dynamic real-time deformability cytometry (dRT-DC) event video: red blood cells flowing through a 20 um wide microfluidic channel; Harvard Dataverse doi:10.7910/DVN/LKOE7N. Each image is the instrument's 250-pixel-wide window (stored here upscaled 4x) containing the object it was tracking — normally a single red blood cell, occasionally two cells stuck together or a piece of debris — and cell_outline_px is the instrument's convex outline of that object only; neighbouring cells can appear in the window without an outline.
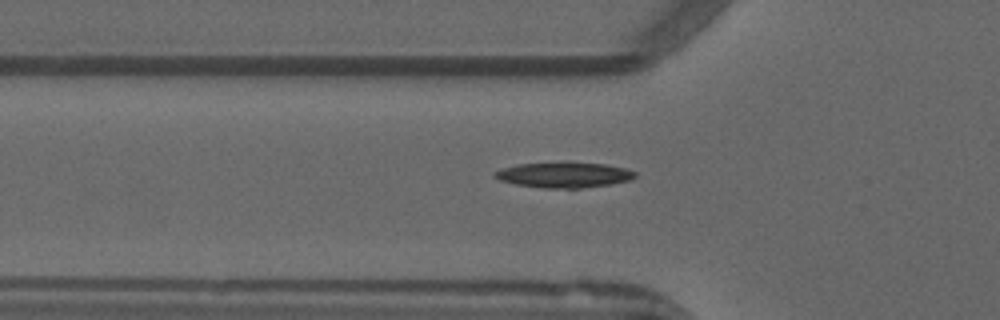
{"species": "common noctule bat (a hibernating species)", "species_latin": "Nyctalus noctula", "temperature_condition": "warm", "stored_images_in_passage": 45, "camera_frame_rate_fps": 3000, "um_per_image_px": 0.085, "animal": {"sex": "male", "forearm_length_mm": 52.5}, "frame": {"image": 1, "passage_image": 18, "time_ms": 5.667, "image_size_px": [1000, 320], "cell_outline_px": [[636, 176], [632, 180], [608, 184], [580, 188], [544, 188], [516, 184], [500, 180], [492, 176], [492, 172], [516, 164], [568, 160], [604, 164], [624, 168], [636, 172]], "centroid_in_image_um": [47.91, 14.83], "position_along_channel_um": 77.9, "area_um2": 21.33}}
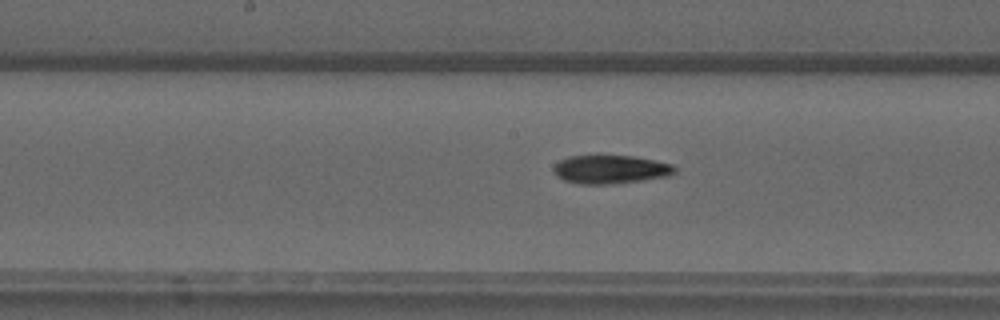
{"frame": {"image": 2, "passage_image": 27, "time_ms": 8.667, "image_size_px": [1000, 320], "cell_outline_px": [[676, 172], [668, 176], [644, 180], [612, 184], [580, 184], [564, 180], [556, 176], [552, 168], [560, 160], [568, 156], [600, 152], [632, 156], [656, 160], [672, 164], [676, 168]], "centroid_in_image_um": [51.86, 14.35], "position_along_channel_um": 196.3, "area_um2": 21.1}}
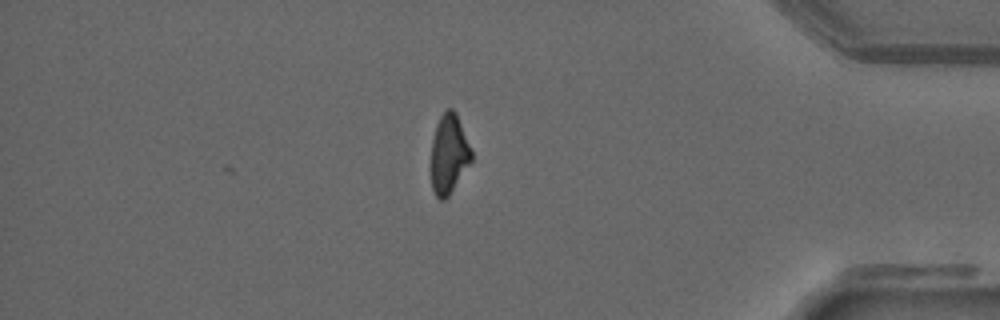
{"frame": {"image": 3, "passage_image": 45, "time_ms": 14.667, "image_size_px": [1000, 320], "cell_outline_px": [[472, 160], [448, 196], [444, 200], [440, 200], [436, 196], [432, 188], [432, 140], [436, 124], [440, 116], [448, 108], [452, 108], [456, 112], [472, 152]], "centroid_in_image_um": [38.15, 13.08], "position_along_channel_um": 397.0, "area_um2": 18.32}, "authors_computed_cell_mechanics": {"area_um2": 19.7098, "velocity_mm_per_s": 3.9228, "shape_relaxation_time_tau1_ms": 11.3454, "shape_relaxation_time_tau2_ms": 4.7273, "deformation_change_tau1": 0.2813, "deformation_change_tau2": 0.129}}